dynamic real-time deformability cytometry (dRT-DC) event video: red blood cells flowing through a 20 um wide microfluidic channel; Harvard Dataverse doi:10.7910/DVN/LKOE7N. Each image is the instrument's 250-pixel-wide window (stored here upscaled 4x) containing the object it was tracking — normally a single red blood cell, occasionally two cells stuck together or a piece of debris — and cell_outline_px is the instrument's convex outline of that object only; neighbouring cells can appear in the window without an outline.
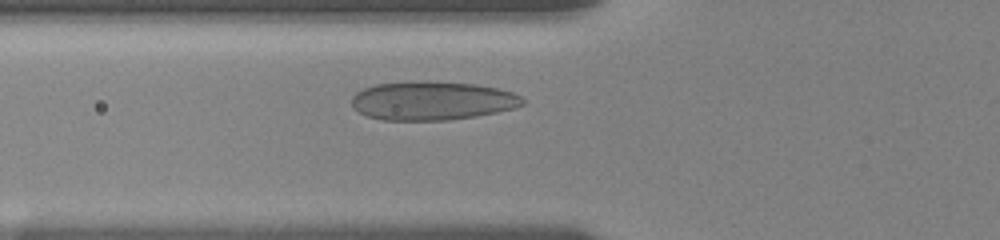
{"species": "human", "species_latin": "Homo sapiens", "temperature_condition": "room temperature", "stored_images_in_passage": 38, "camera_frame_rate_fps": 3000, "um_per_image_px": 0.085, "donor": {"sex": "female"}, "frame": {"image": 1, "passage_image": 10, "time_ms": 3.0, "image_size_px": [1000, 240], "cell_outline_px": [[524, 104], [512, 108], [496, 112], [476, 116], [448, 120], [384, 120], [364, 116], [352, 108], [352, 96], [356, 92], [364, 88], [376, 84], [476, 84], [496, 88], [512, 92], [520, 96], [524, 100]], "centroid_in_image_um": [36.71, 8.62], "position_along_channel_um": 89.1, "area_um2": 37.34}}
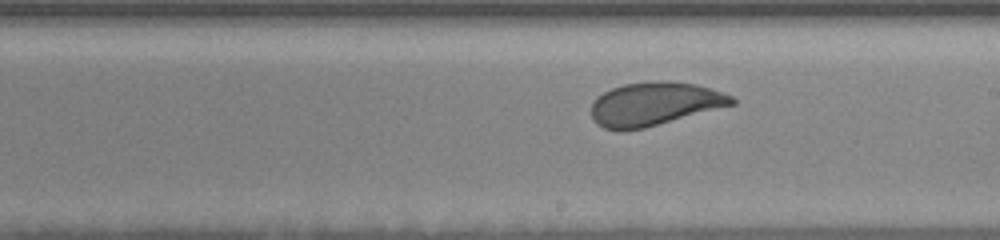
{"frame": {"image": 2, "passage_image": 22, "time_ms": 7.0, "image_size_px": [1000, 240], "cell_outline_px": [[736, 104], [644, 128], [604, 128], [596, 124], [592, 120], [592, 100], [596, 96], [612, 88], [624, 84], [664, 80], [668, 80], [696, 84], [732, 96], [736, 100]], "centroid_in_image_um": [55.63, 8.81], "position_along_channel_um": 233.4, "area_um2": 35.14}}
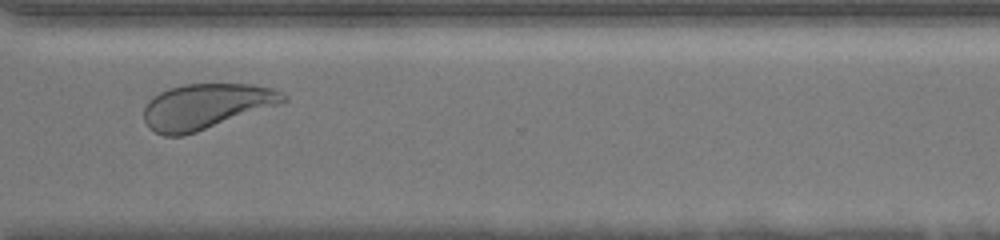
{"frame": {"image": 3, "passage_image": 32, "time_ms": 10.333, "image_size_px": [1000, 240], "cell_outline_px": [[288, 100], [280, 104], [184, 136], [164, 136], [148, 128], [144, 120], [144, 108], [148, 100], [152, 96], [168, 88], [184, 84], [252, 84], [272, 88], [284, 92], [288, 96]], "centroid_in_image_um": [17.5, 9.03], "position_along_channel_um": 353.1, "area_um2": 36.99}, "authors_computed_cell_mechanics": {"area_um2": 36.2406, "velocity_mm_per_s": 3.5927, "shape_relaxation_time_tau1_ms": 2.7864, "shape_relaxation_time_tau2_ms": 0.9002, "deformation_change_tau1": 0.1114, "deformation_change_tau2": 0.0656}}